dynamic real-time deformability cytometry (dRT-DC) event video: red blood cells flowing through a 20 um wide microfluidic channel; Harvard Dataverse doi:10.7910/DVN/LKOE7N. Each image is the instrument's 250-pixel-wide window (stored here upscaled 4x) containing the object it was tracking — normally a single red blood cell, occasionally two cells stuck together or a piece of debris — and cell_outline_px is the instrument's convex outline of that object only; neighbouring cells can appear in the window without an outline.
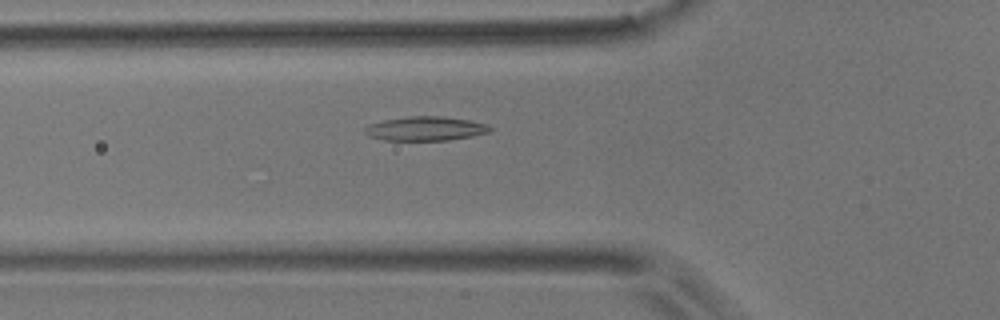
{"species": "common noctule bat (a hibernating species)", "species_latin": "Nyctalus noctula", "temperature_condition": "room temperature", "stored_images_in_passage": 46, "camera_frame_rate_fps": 3000, "um_per_image_px": 0.085, "animal": {"sex": "male", "body_mass_g": 17.9}, "frame": {"image": 1, "passage_image": 10, "time_ms": 3.0, "image_size_px": [1000, 320], "cell_outline_px": [[492, 132], [472, 136], [448, 140], [384, 140], [368, 136], [364, 132], [364, 128], [368, 124], [384, 120], [408, 116], [444, 116], [468, 120], [488, 124], [492, 128]], "centroid_in_image_um": [36.17, 10.93], "position_along_channel_um": 89.6, "area_um2": 17.74}}
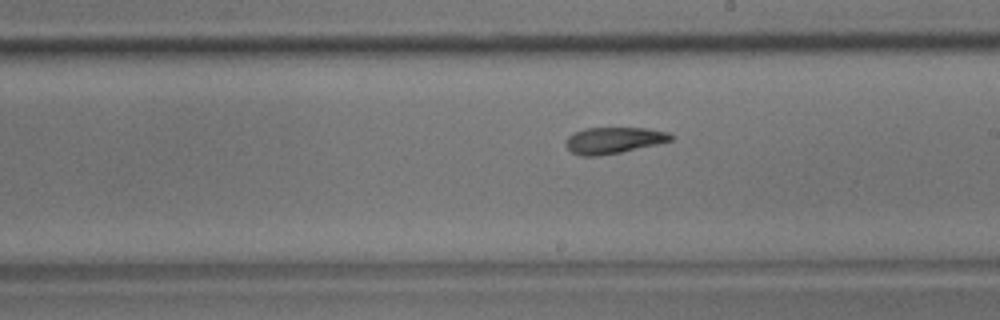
{"frame": {"image": 2, "passage_image": 22, "time_ms": 7.0, "image_size_px": [1000, 320], "cell_outline_px": [[676, 136], [672, 140], [656, 144], [620, 152], [600, 156], [580, 156], [572, 152], [564, 144], [568, 136], [572, 132], [584, 128], [648, 128], [668, 132]], "centroid_in_image_um": [52.14, 11.92], "position_along_channel_um": 236.9, "area_um2": 16.24}}
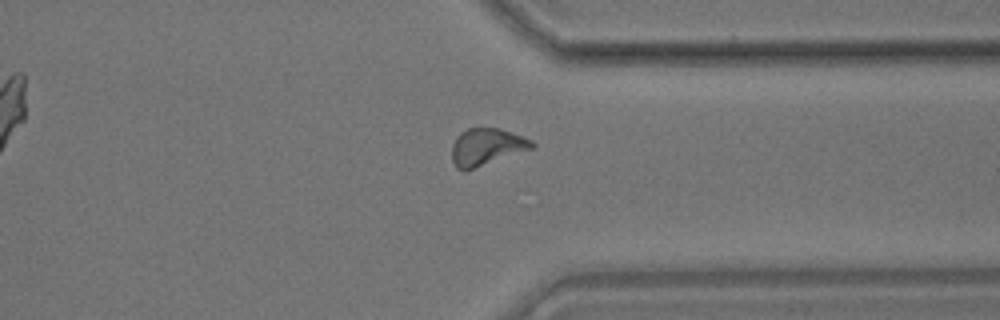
{"frame": {"image": 3, "passage_image": 33, "time_ms": 10.667, "image_size_px": [1000, 320], "cell_outline_px": [[536, 148], [464, 172], [456, 168], [452, 160], [452, 144], [456, 136], [460, 132], [468, 128], [500, 128], [524, 136], [532, 140], [536, 144]], "centroid_in_image_um": [41.39, 12.49], "position_along_channel_um": 370.0, "area_um2": 17.8}, "authors_computed_cell_mechanics": {"area_um2": 16.8198, "velocity_mm_per_s": 3.669, "shape_relaxation_time_tau1_ms": 4.7712, "shape_relaxation_time_tau2_ms": 4.1057, "deformation_change_tau1": 0.125, "deformation_change_tau2": 0.1142}}